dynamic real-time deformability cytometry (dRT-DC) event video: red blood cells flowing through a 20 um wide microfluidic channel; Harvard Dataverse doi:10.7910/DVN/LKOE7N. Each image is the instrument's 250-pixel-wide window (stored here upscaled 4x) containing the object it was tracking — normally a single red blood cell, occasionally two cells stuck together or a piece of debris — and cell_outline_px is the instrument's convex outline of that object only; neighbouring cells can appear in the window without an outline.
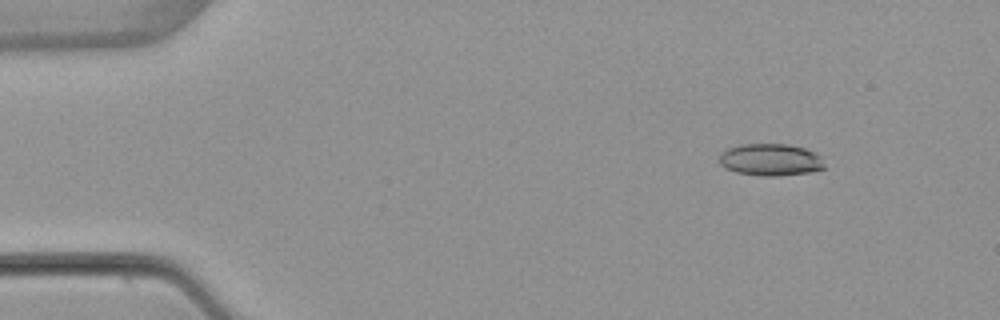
{"species": "common noctule bat (a hibernating species)", "species_latin": "Nyctalus noctula", "temperature_condition": "warm", "stored_images_in_passage": 5, "camera_frame_rate_fps": 3000, "um_per_image_px": 0.085, "animal": {"sex": "female", "body_mass_g": 22.7, "forearm_length_mm": 54.2}, "frame": {"image": 1, "passage_image": 2, "time_ms": 1.333, "image_size_px": [1000, 320], "cell_outline_px": [[824, 168], [808, 172], [776, 176], [764, 176], [736, 172], [720, 164], [720, 152], [728, 148], [740, 144], [788, 144], [804, 148], [816, 152], [820, 156], [824, 164]], "centroid_in_image_um": [65.49, 13.56], "position_along_channel_um": 19.5, "area_um2": 19.54}}
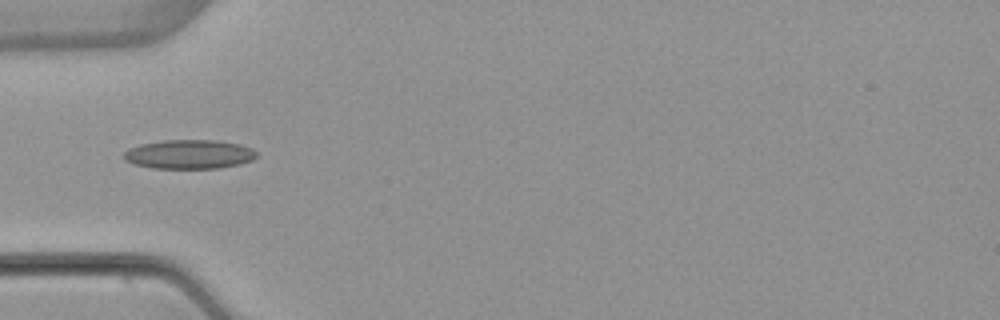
{"frame": {"image": 2, "passage_image": 5, "time_ms": 5.0, "image_size_px": [1000, 320], "cell_outline_px": [[256, 156], [252, 160], [240, 164], [220, 168], [152, 168], [132, 164], [124, 160], [124, 152], [128, 148], [140, 144], [164, 140], [216, 140], [240, 144], [252, 148], [256, 152]], "centroid_in_image_um": [16.06, 13.11], "position_along_channel_um": 68.9, "area_um2": 22.66}}